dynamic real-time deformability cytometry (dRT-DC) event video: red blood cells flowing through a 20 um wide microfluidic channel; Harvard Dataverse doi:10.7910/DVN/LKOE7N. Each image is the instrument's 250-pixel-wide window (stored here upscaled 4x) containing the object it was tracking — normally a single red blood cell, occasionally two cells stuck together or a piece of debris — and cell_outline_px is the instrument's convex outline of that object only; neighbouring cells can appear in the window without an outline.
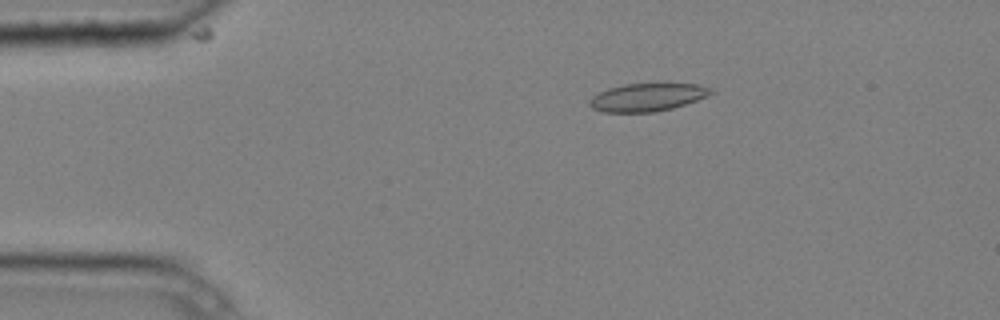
{"species": "common noctule bat (a hibernating species)", "species_latin": "Nyctalus noctula", "temperature_condition": "cold", "stored_images_in_passage": 9, "camera_frame_rate_fps": 3000, "um_per_image_px": 0.085, "animal": {"sex": "male", "body_mass_g": 20.4}, "frame": {"image": 1, "passage_image": 2, "time_ms": 0.333, "image_size_px": [1000, 320], "cell_outline_px": [[716, 92], [708, 96], [672, 108], [656, 112], [604, 112], [592, 108], [588, 104], [588, 100], [592, 96], [608, 88], [624, 84], [696, 84], [712, 88]], "centroid_in_image_um": [55.02, 8.27], "position_along_channel_um": 30.0, "area_um2": 19.71}}
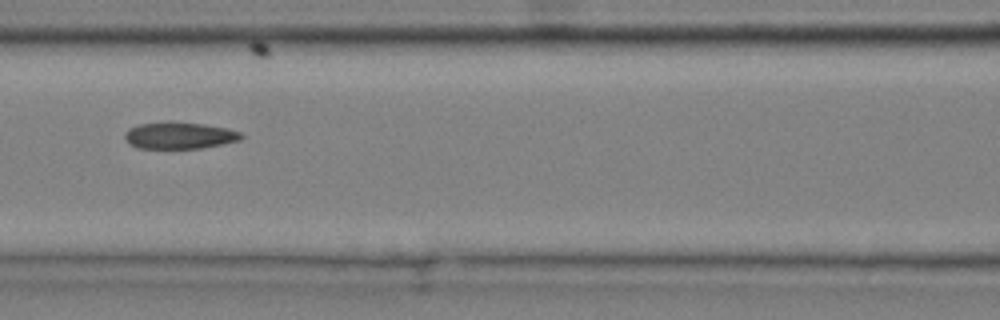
{"frame": {"image": 2, "passage_image": 6, "time_ms": 1.667, "image_size_px": [1000, 320], "cell_outline_px": [[244, 136], [240, 140], [200, 148], [136, 148], [128, 144], [124, 136], [124, 132], [128, 128], [140, 124], [164, 120], [172, 120], [204, 124], [228, 128], [240, 132]], "centroid_in_image_um": [15.2, 11.49], "position_along_channel_um": 151.4, "area_um2": 18.55}}
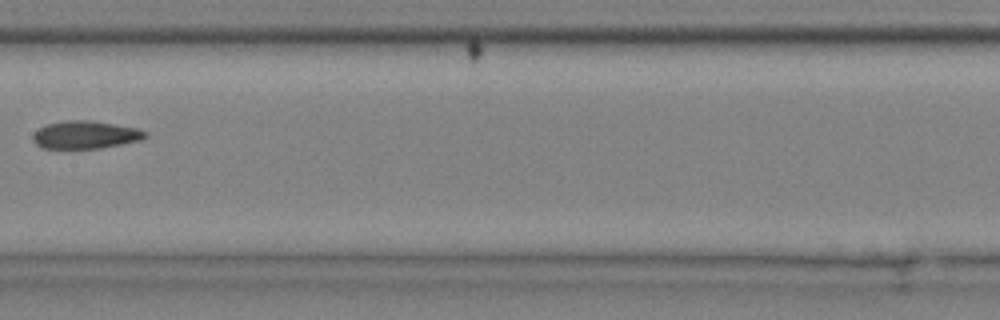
{"frame": {"image": 3, "passage_image": 7, "time_ms": 2.0, "image_size_px": [1000, 320], "cell_outline_px": [[148, 136], [140, 140], [100, 148], [40, 148], [32, 140], [32, 136], [40, 128], [48, 124], [64, 120], [88, 120], [136, 128], [148, 132]], "centroid_in_image_um": [7.24, 11.46], "position_along_channel_um": 200.2, "area_um2": 17.98}}